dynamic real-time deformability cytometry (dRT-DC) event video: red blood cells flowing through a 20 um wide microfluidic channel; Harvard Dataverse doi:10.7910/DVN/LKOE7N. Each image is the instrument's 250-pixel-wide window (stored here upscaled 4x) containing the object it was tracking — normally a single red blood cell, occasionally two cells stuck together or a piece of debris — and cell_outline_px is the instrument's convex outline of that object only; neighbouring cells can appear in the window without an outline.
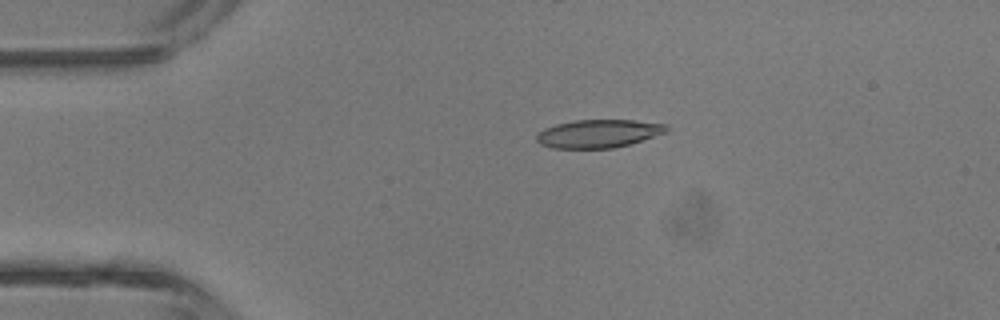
{"species": "common noctule bat (a hibernating species)", "species_latin": "Nyctalus noctula", "temperature_condition": "room temperature", "stored_images_in_passage": 4, "camera_frame_rate_fps": 3000, "um_per_image_px": 0.085, "animal": {"sex": "male", "body_mass_g": 13.3}, "frame": {"image": 1, "passage_image": 3, "time_ms": 2.333, "image_size_px": [1000, 320], "cell_outline_px": [[668, 132], [632, 144], [612, 148], [552, 148], [540, 144], [536, 140], [536, 136], [544, 128], [556, 124], [572, 120], [636, 120], [668, 124]], "centroid_in_image_um": [50.91, 11.35], "position_along_channel_um": 34.1, "area_um2": 21.56}}